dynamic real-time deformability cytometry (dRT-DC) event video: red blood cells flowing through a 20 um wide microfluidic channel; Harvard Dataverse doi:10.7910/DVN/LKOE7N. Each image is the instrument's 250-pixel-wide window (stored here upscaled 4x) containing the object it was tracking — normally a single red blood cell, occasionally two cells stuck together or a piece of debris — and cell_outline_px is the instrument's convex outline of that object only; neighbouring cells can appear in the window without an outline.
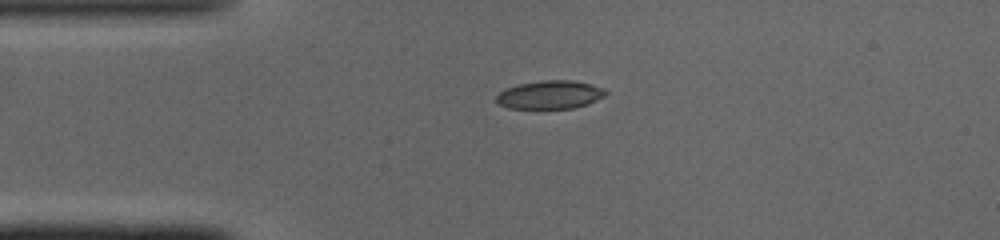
{"species": "common noctule bat (a hibernating species)", "species_latin": "Nyctalus noctula", "temperature_condition": "cold", "stored_images_in_passage": 39, "camera_frame_rate_fps": 3000, "um_per_image_px": 0.085, "animal": {"sex": "male", "body_mass_g": 19.0, "forearm_length_mm": 50.8}, "frame": {"image": 1, "passage_image": 1, "time_ms": 0.0, "image_size_px": [1000, 240], "cell_outline_px": [[608, 92], [604, 96], [588, 104], [572, 108], [508, 108], [500, 104], [496, 100], [496, 96], [500, 92], [508, 88], [520, 84], [540, 80], [572, 80], [604, 88]], "centroid_in_image_um": [46.77, 8.05], "position_along_channel_um": 38.2, "area_um2": 17.8}}
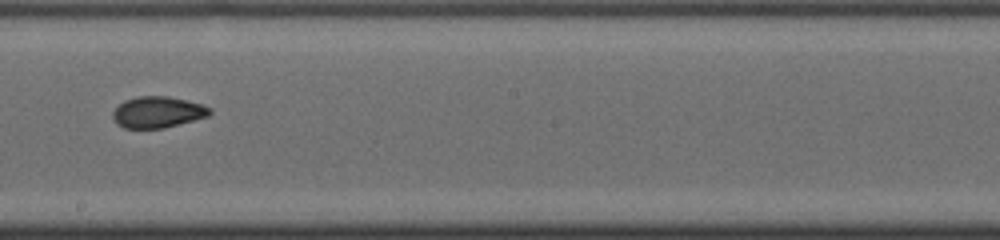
{"frame": {"image": 2, "passage_image": 17, "time_ms": 5.333, "image_size_px": [1000, 240], "cell_outline_px": [[212, 112], [208, 116], [164, 128], [124, 128], [116, 124], [112, 116], [112, 112], [124, 100], [136, 96], [168, 96], [204, 104], [212, 108]], "centroid_in_image_um": [13.41, 9.52], "position_along_channel_um": 234.8, "area_um2": 17.8}}
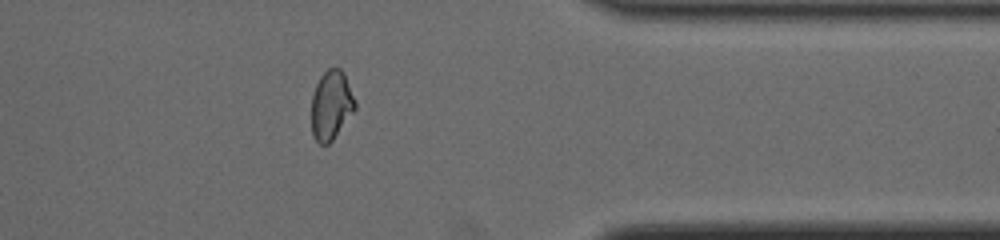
{"frame": {"image": 3, "passage_image": 29, "time_ms": 9.333, "image_size_px": [1000, 240], "cell_outline_px": [[356, 108], [332, 140], [328, 144], [320, 144], [312, 136], [312, 96], [316, 84], [320, 76], [328, 68], [340, 68], [344, 72], [356, 100]], "centroid_in_image_um": [28.16, 8.92], "position_along_channel_um": 383.2, "area_um2": 17.57}, "authors_computed_cell_mechanics": {"area_um2": 18.207, "velocity_mm_per_s": 4.1157, "shape_relaxation_time_tau1_ms": null, "shape_relaxation_time_tau2_ms": 2.6598, "deformation_change_tau1": null, "deformation_change_tau2": 0.0757}}